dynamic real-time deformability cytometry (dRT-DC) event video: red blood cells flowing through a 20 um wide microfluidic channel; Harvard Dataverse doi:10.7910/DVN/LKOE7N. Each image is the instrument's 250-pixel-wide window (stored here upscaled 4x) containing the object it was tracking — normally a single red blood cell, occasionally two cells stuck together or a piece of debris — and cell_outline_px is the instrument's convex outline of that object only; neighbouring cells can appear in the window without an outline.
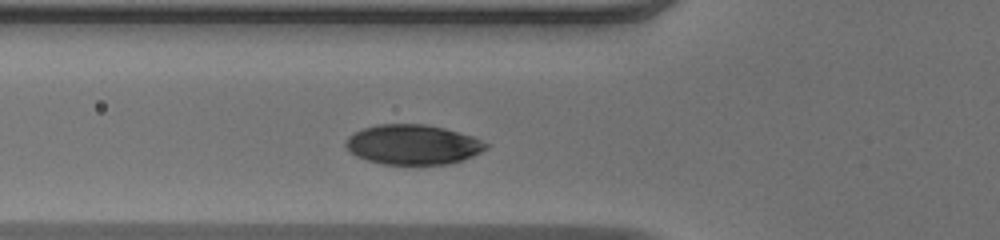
{"species": "human", "species_latin": "Homo sapiens", "temperature_condition": "warm", "stored_images_in_passage": 25, "camera_frame_rate_fps": 3000, "um_per_image_px": 0.085, "donor": {"sex": "male"}, "frame": {"image": 1, "passage_image": 2, "time_ms": 0.333, "image_size_px": [1000, 240], "cell_outline_px": [[488, 148], [464, 160], [448, 164], [380, 164], [356, 156], [344, 144], [348, 136], [364, 128], [380, 124], [424, 124], [444, 128], [472, 136], [488, 144]], "centroid_in_image_um": [35.1, 12.29], "position_along_channel_um": 90.7, "area_um2": 32.37}}
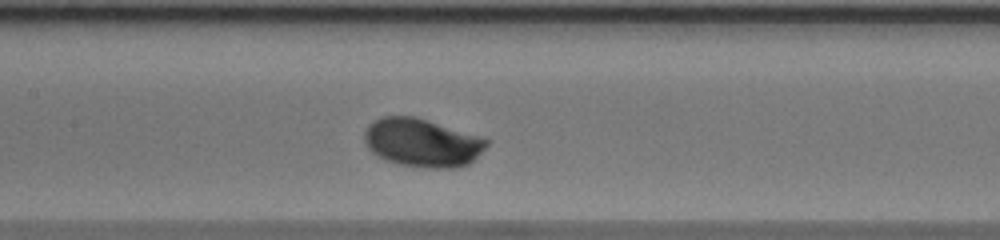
{"frame": {"image": 2, "passage_image": 8, "time_ms": 2.333, "image_size_px": [1000, 240], "cell_outline_px": [[488, 144], [468, 164], [452, 168], [428, 168], [400, 164], [384, 160], [372, 152], [368, 148], [364, 140], [364, 132], [368, 124], [372, 120], [384, 116], [412, 116], [476, 136], [488, 140]], "centroid_in_image_um": [35.79, 12.14], "position_along_channel_um": 171.6, "area_um2": 33.76}}
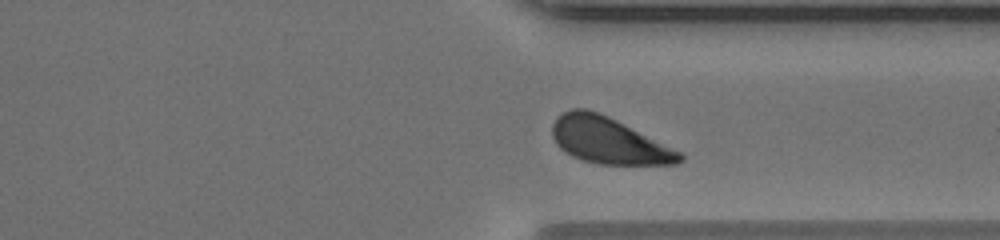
{"frame": {"image": 3, "passage_image": 22, "time_ms": 7.0, "image_size_px": [1000, 240], "cell_outline_px": [[684, 160], [676, 164], [596, 164], [572, 156], [560, 148], [556, 144], [552, 136], [552, 124], [556, 116], [572, 108], [584, 108], [600, 112], [680, 152], [684, 156]], "centroid_in_image_um": [51.68, 11.94], "position_along_channel_um": 359.7, "area_um2": 34.1}}